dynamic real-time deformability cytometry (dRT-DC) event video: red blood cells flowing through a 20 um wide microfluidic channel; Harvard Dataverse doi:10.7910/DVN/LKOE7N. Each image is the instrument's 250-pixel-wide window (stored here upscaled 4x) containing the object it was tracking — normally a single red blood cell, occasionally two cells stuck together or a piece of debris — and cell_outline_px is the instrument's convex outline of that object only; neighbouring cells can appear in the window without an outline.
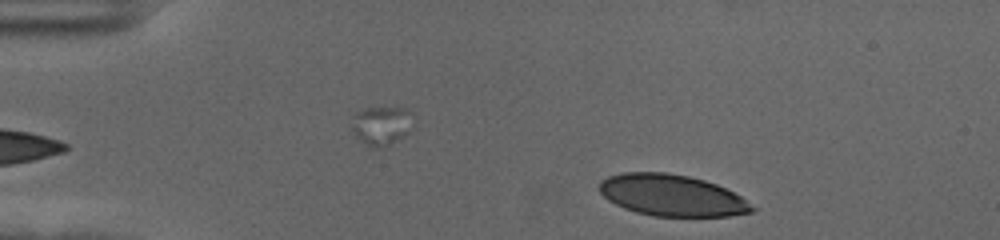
{"species": "human", "species_latin": "Homo sapiens", "temperature_condition": "cold", "stored_images_in_passage": 46, "segment_of_instrument_passage": [1, 2], "camera_frame_rate_fps": 3000, "um_per_image_px": 0.085, "donor": {"sex": "female"}, "frame": {"image": 1, "passage_image": 2, "time_ms": 0.333, "image_size_px": [1000, 240], "cell_outline_px": [[756, 208], [752, 212], [728, 216], [652, 216], [636, 212], [624, 208], [608, 200], [600, 192], [600, 180], [608, 176], [624, 172], [664, 172], [688, 176], [704, 180], [716, 184], [740, 196]], "centroid_in_image_um": [57.09, 16.6], "position_along_channel_um": 27.9, "area_um2": 36.7}}
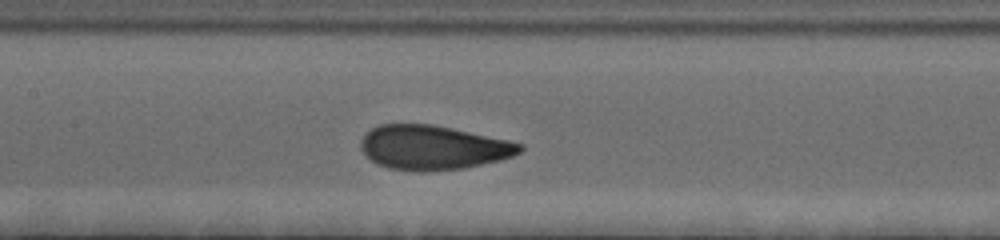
{"frame": {"image": 2, "passage_image": 20, "time_ms": 6.333, "image_size_px": [1000, 240], "cell_outline_px": [[524, 148], [520, 152], [512, 156], [500, 160], [464, 168], [424, 172], [420, 172], [388, 168], [372, 160], [360, 148], [360, 140], [372, 128], [380, 124], [432, 124], [508, 140], [524, 144]], "centroid_in_image_um": [36.82, 12.54], "position_along_channel_um": 170.6, "area_um2": 40.92}}
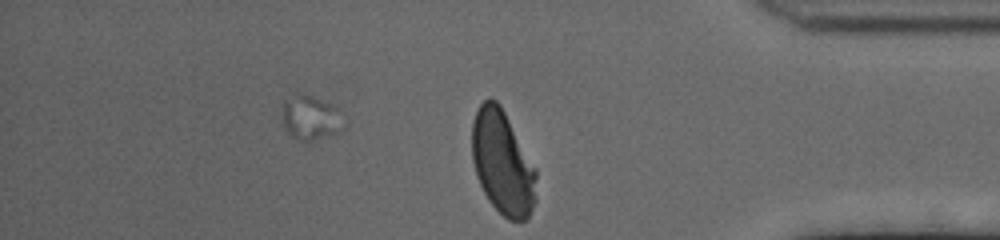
{"frame": {"image": 3, "passage_image": 40, "time_ms": 13.0, "image_size_px": [1000, 240], "cell_outline_px": [[536, 200], [528, 216], [524, 220], [508, 220], [488, 200], [476, 176], [472, 160], [472, 124], [476, 112], [480, 104], [484, 100], [496, 100], [500, 104], [536, 168]], "centroid_in_image_um": [42.71, 13.83], "position_along_channel_um": 392.5, "area_um2": 38.78}}